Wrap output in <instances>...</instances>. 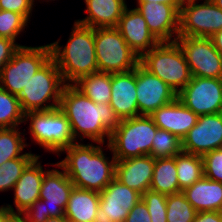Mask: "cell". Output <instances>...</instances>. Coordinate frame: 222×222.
<instances>
[{
	"label": "cell",
	"mask_w": 222,
	"mask_h": 222,
	"mask_svg": "<svg viewBox=\"0 0 222 222\" xmlns=\"http://www.w3.org/2000/svg\"><path fill=\"white\" fill-rule=\"evenodd\" d=\"M59 108L68 119L76 142L80 138L82 142L89 139L108 144L120 122L109 103L96 104L74 85L64 86Z\"/></svg>",
	"instance_id": "cell-1"
},
{
	"label": "cell",
	"mask_w": 222,
	"mask_h": 222,
	"mask_svg": "<svg viewBox=\"0 0 222 222\" xmlns=\"http://www.w3.org/2000/svg\"><path fill=\"white\" fill-rule=\"evenodd\" d=\"M96 144V145H94ZM78 141L64 148L58 156L66 157L57 162L76 188L101 192L115 178L116 158L105 156L102 143ZM111 159V160H110Z\"/></svg>",
	"instance_id": "cell-2"
},
{
	"label": "cell",
	"mask_w": 222,
	"mask_h": 222,
	"mask_svg": "<svg viewBox=\"0 0 222 222\" xmlns=\"http://www.w3.org/2000/svg\"><path fill=\"white\" fill-rule=\"evenodd\" d=\"M60 40L50 43L51 57L66 85H73L81 77L98 72L92 27L74 21L66 45H60Z\"/></svg>",
	"instance_id": "cell-3"
},
{
	"label": "cell",
	"mask_w": 222,
	"mask_h": 222,
	"mask_svg": "<svg viewBox=\"0 0 222 222\" xmlns=\"http://www.w3.org/2000/svg\"><path fill=\"white\" fill-rule=\"evenodd\" d=\"M50 165L58 169L49 168L45 172L39 200L22 213L25 222H45L51 217L64 216L70 193L75 186L58 163Z\"/></svg>",
	"instance_id": "cell-4"
},
{
	"label": "cell",
	"mask_w": 222,
	"mask_h": 222,
	"mask_svg": "<svg viewBox=\"0 0 222 222\" xmlns=\"http://www.w3.org/2000/svg\"><path fill=\"white\" fill-rule=\"evenodd\" d=\"M157 129L152 118L147 115L120 120L105 147L113 153L116 161L150 155Z\"/></svg>",
	"instance_id": "cell-5"
},
{
	"label": "cell",
	"mask_w": 222,
	"mask_h": 222,
	"mask_svg": "<svg viewBox=\"0 0 222 222\" xmlns=\"http://www.w3.org/2000/svg\"><path fill=\"white\" fill-rule=\"evenodd\" d=\"M65 85L61 72L51 57L17 96L23 112L46 111L59 107Z\"/></svg>",
	"instance_id": "cell-6"
},
{
	"label": "cell",
	"mask_w": 222,
	"mask_h": 222,
	"mask_svg": "<svg viewBox=\"0 0 222 222\" xmlns=\"http://www.w3.org/2000/svg\"><path fill=\"white\" fill-rule=\"evenodd\" d=\"M140 64L151 74L158 76L177 94L192 78L183 51L176 41L159 42L140 58Z\"/></svg>",
	"instance_id": "cell-7"
},
{
	"label": "cell",
	"mask_w": 222,
	"mask_h": 222,
	"mask_svg": "<svg viewBox=\"0 0 222 222\" xmlns=\"http://www.w3.org/2000/svg\"><path fill=\"white\" fill-rule=\"evenodd\" d=\"M30 121L32 142L45 152L59 155L64 148L76 143L68 119L59 107L46 111L25 113L24 124Z\"/></svg>",
	"instance_id": "cell-8"
},
{
	"label": "cell",
	"mask_w": 222,
	"mask_h": 222,
	"mask_svg": "<svg viewBox=\"0 0 222 222\" xmlns=\"http://www.w3.org/2000/svg\"><path fill=\"white\" fill-rule=\"evenodd\" d=\"M94 43L99 72H129L140 64L139 56L127 45L116 27L95 28Z\"/></svg>",
	"instance_id": "cell-9"
},
{
	"label": "cell",
	"mask_w": 222,
	"mask_h": 222,
	"mask_svg": "<svg viewBox=\"0 0 222 222\" xmlns=\"http://www.w3.org/2000/svg\"><path fill=\"white\" fill-rule=\"evenodd\" d=\"M51 58L50 44L20 46L0 73V87L18 96L33 75Z\"/></svg>",
	"instance_id": "cell-10"
},
{
	"label": "cell",
	"mask_w": 222,
	"mask_h": 222,
	"mask_svg": "<svg viewBox=\"0 0 222 222\" xmlns=\"http://www.w3.org/2000/svg\"><path fill=\"white\" fill-rule=\"evenodd\" d=\"M220 30H222V10L211 0L182 3L178 35L210 38Z\"/></svg>",
	"instance_id": "cell-11"
},
{
	"label": "cell",
	"mask_w": 222,
	"mask_h": 222,
	"mask_svg": "<svg viewBox=\"0 0 222 222\" xmlns=\"http://www.w3.org/2000/svg\"><path fill=\"white\" fill-rule=\"evenodd\" d=\"M175 41L183 51L192 76L222 78V55L210 38L178 35Z\"/></svg>",
	"instance_id": "cell-12"
},
{
	"label": "cell",
	"mask_w": 222,
	"mask_h": 222,
	"mask_svg": "<svg viewBox=\"0 0 222 222\" xmlns=\"http://www.w3.org/2000/svg\"><path fill=\"white\" fill-rule=\"evenodd\" d=\"M177 98L196 115L222 112V78L192 76Z\"/></svg>",
	"instance_id": "cell-13"
},
{
	"label": "cell",
	"mask_w": 222,
	"mask_h": 222,
	"mask_svg": "<svg viewBox=\"0 0 222 222\" xmlns=\"http://www.w3.org/2000/svg\"><path fill=\"white\" fill-rule=\"evenodd\" d=\"M136 95L140 115H151L159 107L171 103L177 93L141 64L136 67Z\"/></svg>",
	"instance_id": "cell-14"
},
{
	"label": "cell",
	"mask_w": 222,
	"mask_h": 222,
	"mask_svg": "<svg viewBox=\"0 0 222 222\" xmlns=\"http://www.w3.org/2000/svg\"><path fill=\"white\" fill-rule=\"evenodd\" d=\"M222 148V112L201 115L197 123L182 139V150L203 156Z\"/></svg>",
	"instance_id": "cell-15"
},
{
	"label": "cell",
	"mask_w": 222,
	"mask_h": 222,
	"mask_svg": "<svg viewBox=\"0 0 222 222\" xmlns=\"http://www.w3.org/2000/svg\"><path fill=\"white\" fill-rule=\"evenodd\" d=\"M135 7L144 17L149 31L159 42H173L179 31V15L182 5L137 2Z\"/></svg>",
	"instance_id": "cell-16"
},
{
	"label": "cell",
	"mask_w": 222,
	"mask_h": 222,
	"mask_svg": "<svg viewBox=\"0 0 222 222\" xmlns=\"http://www.w3.org/2000/svg\"><path fill=\"white\" fill-rule=\"evenodd\" d=\"M99 195L100 202L96 217H105L112 222H124L130 210L142 199L141 193L116 178Z\"/></svg>",
	"instance_id": "cell-17"
},
{
	"label": "cell",
	"mask_w": 222,
	"mask_h": 222,
	"mask_svg": "<svg viewBox=\"0 0 222 222\" xmlns=\"http://www.w3.org/2000/svg\"><path fill=\"white\" fill-rule=\"evenodd\" d=\"M128 7L124 9L116 28L127 45L141 58L146 52L154 48L159 41L149 31L141 13L135 7L133 9Z\"/></svg>",
	"instance_id": "cell-18"
},
{
	"label": "cell",
	"mask_w": 222,
	"mask_h": 222,
	"mask_svg": "<svg viewBox=\"0 0 222 222\" xmlns=\"http://www.w3.org/2000/svg\"><path fill=\"white\" fill-rule=\"evenodd\" d=\"M41 155H38L23 171L12 191H14V205L4 203V207L8 212L23 213L33 203L40 198V190L46 169L43 170Z\"/></svg>",
	"instance_id": "cell-19"
},
{
	"label": "cell",
	"mask_w": 222,
	"mask_h": 222,
	"mask_svg": "<svg viewBox=\"0 0 222 222\" xmlns=\"http://www.w3.org/2000/svg\"><path fill=\"white\" fill-rule=\"evenodd\" d=\"M136 95V68L129 72L111 74V99L119 120L139 116Z\"/></svg>",
	"instance_id": "cell-20"
},
{
	"label": "cell",
	"mask_w": 222,
	"mask_h": 222,
	"mask_svg": "<svg viewBox=\"0 0 222 222\" xmlns=\"http://www.w3.org/2000/svg\"><path fill=\"white\" fill-rule=\"evenodd\" d=\"M155 158L150 155L116 161L115 178L143 194L150 190Z\"/></svg>",
	"instance_id": "cell-21"
},
{
	"label": "cell",
	"mask_w": 222,
	"mask_h": 222,
	"mask_svg": "<svg viewBox=\"0 0 222 222\" xmlns=\"http://www.w3.org/2000/svg\"><path fill=\"white\" fill-rule=\"evenodd\" d=\"M149 116L159 129L169 131L181 140L197 123L199 117L178 98L159 107Z\"/></svg>",
	"instance_id": "cell-22"
},
{
	"label": "cell",
	"mask_w": 222,
	"mask_h": 222,
	"mask_svg": "<svg viewBox=\"0 0 222 222\" xmlns=\"http://www.w3.org/2000/svg\"><path fill=\"white\" fill-rule=\"evenodd\" d=\"M87 16L77 19L78 24L95 28L117 27L124 9L126 0H84Z\"/></svg>",
	"instance_id": "cell-23"
},
{
	"label": "cell",
	"mask_w": 222,
	"mask_h": 222,
	"mask_svg": "<svg viewBox=\"0 0 222 222\" xmlns=\"http://www.w3.org/2000/svg\"><path fill=\"white\" fill-rule=\"evenodd\" d=\"M182 192L197 212H222V183L202 176Z\"/></svg>",
	"instance_id": "cell-24"
},
{
	"label": "cell",
	"mask_w": 222,
	"mask_h": 222,
	"mask_svg": "<svg viewBox=\"0 0 222 222\" xmlns=\"http://www.w3.org/2000/svg\"><path fill=\"white\" fill-rule=\"evenodd\" d=\"M99 202V192L74 187L70 193L64 216L68 220L94 222Z\"/></svg>",
	"instance_id": "cell-25"
},
{
	"label": "cell",
	"mask_w": 222,
	"mask_h": 222,
	"mask_svg": "<svg viewBox=\"0 0 222 222\" xmlns=\"http://www.w3.org/2000/svg\"><path fill=\"white\" fill-rule=\"evenodd\" d=\"M150 190L165 195L175 194L179 192L176 156L155 158Z\"/></svg>",
	"instance_id": "cell-26"
},
{
	"label": "cell",
	"mask_w": 222,
	"mask_h": 222,
	"mask_svg": "<svg viewBox=\"0 0 222 222\" xmlns=\"http://www.w3.org/2000/svg\"><path fill=\"white\" fill-rule=\"evenodd\" d=\"M96 104L109 103L111 99V73L95 72L81 77L73 84Z\"/></svg>",
	"instance_id": "cell-27"
},
{
	"label": "cell",
	"mask_w": 222,
	"mask_h": 222,
	"mask_svg": "<svg viewBox=\"0 0 222 222\" xmlns=\"http://www.w3.org/2000/svg\"><path fill=\"white\" fill-rule=\"evenodd\" d=\"M177 178L179 181V192L186 187L192 186L202 176L203 158L200 155L181 152L176 155Z\"/></svg>",
	"instance_id": "cell-28"
},
{
	"label": "cell",
	"mask_w": 222,
	"mask_h": 222,
	"mask_svg": "<svg viewBox=\"0 0 222 222\" xmlns=\"http://www.w3.org/2000/svg\"><path fill=\"white\" fill-rule=\"evenodd\" d=\"M20 131L19 127L0 128V165L24 155L22 152L29 144L25 142L27 138L23 137L26 134Z\"/></svg>",
	"instance_id": "cell-29"
},
{
	"label": "cell",
	"mask_w": 222,
	"mask_h": 222,
	"mask_svg": "<svg viewBox=\"0 0 222 222\" xmlns=\"http://www.w3.org/2000/svg\"><path fill=\"white\" fill-rule=\"evenodd\" d=\"M37 156L30 150L20 158L10 159L0 165V192L12 190L23 171Z\"/></svg>",
	"instance_id": "cell-30"
},
{
	"label": "cell",
	"mask_w": 222,
	"mask_h": 222,
	"mask_svg": "<svg viewBox=\"0 0 222 222\" xmlns=\"http://www.w3.org/2000/svg\"><path fill=\"white\" fill-rule=\"evenodd\" d=\"M24 117L18 97L0 87V128L20 127Z\"/></svg>",
	"instance_id": "cell-31"
},
{
	"label": "cell",
	"mask_w": 222,
	"mask_h": 222,
	"mask_svg": "<svg viewBox=\"0 0 222 222\" xmlns=\"http://www.w3.org/2000/svg\"><path fill=\"white\" fill-rule=\"evenodd\" d=\"M152 141L150 156L153 158L174 157L183 151L182 140L163 129H157Z\"/></svg>",
	"instance_id": "cell-32"
},
{
	"label": "cell",
	"mask_w": 222,
	"mask_h": 222,
	"mask_svg": "<svg viewBox=\"0 0 222 222\" xmlns=\"http://www.w3.org/2000/svg\"><path fill=\"white\" fill-rule=\"evenodd\" d=\"M196 214L182 191L167 195V222H193Z\"/></svg>",
	"instance_id": "cell-33"
},
{
	"label": "cell",
	"mask_w": 222,
	"mask_h": 222,
	"mask_svg": "<svg viewBox=\"0 0 222 222\" xmlns=\"http://www.w3.org/2000/svg\"><path fill=\"white\" fill-rule=\"evenodd\" d=\"M28 21L19 13L0 10V37L16 39L28 26Z\"/></svg>",
	"instance_id": "cell-34"
},
{
	"label": "cell",
	"mask_w": 222,
	"mask_h": 222,
	"mask_svg": "<svg viewBox=\"0 0 222 222\" xmlns=\"http://www.w3.org/2000/svg\"><path fill=\"white\" fill-rule=\"evenodd\" d=\"M142 201L147 205L151 222H167V195L147 190L142 194Z\"/></svg>",
	"instance_id": "cell-35"
},
{
	"label": "cell",
	"mask_w": 222,
	"mask_h": 222,
	"mask_svg": "<svg viewBox=\"0 0 222 222\" xmlns=\"http://www.w3.org/2000/svg\"><path fill=\"white\" fill-rule=\"evenodd\" d=\"M202 158L204 176L222 183V148L205 153Z\"/></svg>",
	"instance_id": "cell-36"
},
{
	"label": "cell",
	"mask_w": 222,
	"mask_h": 222,
	"mask_svg": "<svg viewBox=\"0 0 222 222\" xmlns=\"http://www.w3.org/2000/svg\"><path fill=\"white\" fill-rule=\"evenodd\" d=\"M34 4L35 0H0V10L19 13L30 23Z\"/></svg>",
	"instance_id": "cell-37"
},
{
	"label": "cell",
	"mask_w": 222,
	"mask_h": 222,
	"mask_svg": "<svg viewBox=\"0 0 222 222\" xmlns=\"http://www.w3.org/2000/svg\"><path fill=\"white\" fill-rule=\"evenodd\" d=\"M20 46L23 45L9 38L0 37V73L2 67L11 60L13 54Z\"/></svg>",
	"instance_id": "cell-38"
},
{
	"label": "cell",
	"mask_w": 222,
	"mask_h": 222,
	"mask_svg": "<svg viewBox=\"0 0 222 222\" xmlns=\"http://www.w3.org/2000/svg\"><path fill=\"white\" fill-rule=\"evenodd\" d=\"M124 222H151L147 205L142 199L130 210Z\"/></svg>",
	"instance_id": "cell-39"
},
{
	"label": "cell",
	"mask_w": 222,
	"mask_h": 222,
	"mask_svg": "<svg viewBox=\"0 0 222 222\" xmlns=\"http://www.w3.org/2000/svg\"><path fill=\"white\" fill-rule=\"evenodd\" d=\"M193 222H222L221 211L197 212Z\"/></svg>",
	"instance_id": "cell-40"
},
{
	"label": "cell",
	"mask_w": 222,
	"mask_h": 222,
	"mask_svg": "<svg viewBox=\"0 0 222 222\" xmlns=\"http://www.w3.org/2000/svg\"><path fill=\"white\" fill-rule=\"evenodd\" d=\"M0 222H25L22 213L7 212L1 219Z\"/></svg>",
	"instance_id": "cell-41"
},
{
	"label": "cell",
	"mask_w": 222,
	"mask_h": 222,
	"mask_svg": "<svg viewBox=\"0 0 222 222\" xmlns=\"http://www.w3.org/2000/svg\"><path fill=\"white\" fill-rule=\"evenodd\" d=\"M214 47L221 53L222 55V30L214 33L210 37Z\"/></svg>",
	"instance_id": "cell-42"
},
{
	"label": "cell",
	"mask_w": 222,
	"mask_h": 222,
	"mask_svg": "<svg viewBox=\"0 0 222 222\" xmlns=\"http://www.w3.org/2000/svg\"><path fill=\"white\" fill-rule=\"evenodd\" d=\"M136 2H152V3H164L167 5H182L181 0H137Z\"/></svg>",
	"instance_id": "cell-43"
},
{
	"label": "cell",
	"mask_w": 222,
	"mask_h": 222,
	"mask_svg": "<svg viewBox=\"0 0 222 222\" xmlns=\"http://www.w3.org/2000/svg\"><path fill=\"white\" fill-rule=\"evenodd\" d=\"M45 222H68V219L65 216L51 217L48 218Z\"/></svg>",
	"instance_id": "cell-44"
},
{
	"label": "cell",
	"mask_w": 222,
	"mask_h": 222,
	"mask_svg": "<svg viewBox=\"0 0 222 222\" xmlns=\"http://www.w3.org/2000/svg\"><path fill=\"white\" fill-rule=\"evenodd\" d=\"M94 222H112L110 219H107L105 217H95Z\"/></svg>",
	"instance_id": "cell-45"
},
{
	"label": "cell",
	"mask_w": 222,
	"mask_h": 222,
	"mask_svg": "<svg viewBox=\"0 0 222 222\" xmlns=\"http://www.w3.org/2000/svg\"><path fill=\"white\" fill-rule=\"evenodd\" d=\"M7 212H8L7 209H6L3 205H1V206H0V219H1Z\"/></svg>",
	"instance_id": "cell-46"
},
{
	"label": "cell",
	"mask_w": 222,
	"mask_h": 222,
	"mask_svg": "<svg viewBox=\"0 0 222 222\" xmlns=\"http://www.w3.org/2000/svg\"><path fill=\"white\" fill-rule=\"evenodd\" d=\"M218 8L222 10V0H211Z\"/></svg>",
	"instance_id": "cell-47"
},
{
	"label": "cell",
	"mask_w": 222,
	"mask_h": 222,
	"mask_svg": "<svg viewBox=\"0 0 222 222\" xmlns=\"http://www.w3.org/2000/svg\"><path fill=\"white\" fill-rule=\"evenodd\" d=\"M182 1V3H186V2H189V1H200V0H181ZM202 1H204V0H202Z\"/></svg>",
	"instance_id": "cell-48"
},
{
	"label": "cell",
	"mask_w": 222,
	"mask_h": 222,
	"mask_svg": "<svg viewBox=\"0 0 222 222\" xmlns=\"http://www.w3.org/2000/svg\"><path fill=\"white\" fill-rule=\"evenodd\" d=\"M42 1V0H41ZM48 2L49 3V1H55V0H45V2ZM36 2H37V0H36ZM44 2V0L42 1V3Z\"/></svg>",
	"instance_id": "cell-49"
},
{
	"label": "cell",
	"mask_w": 222,
	"mask_h": 222,
	"mask_svg": "<svg viewBox=\"0 0 222 222\" xmlns=\"http://www.w3.org/2000/svg\"><path fill=\"white\" fill-rule=\"evenodd\" d=\"M68 222H81V221L68 220Z\"/></svg>",
	"instance_id": "cell-50"
}]
</instances>
